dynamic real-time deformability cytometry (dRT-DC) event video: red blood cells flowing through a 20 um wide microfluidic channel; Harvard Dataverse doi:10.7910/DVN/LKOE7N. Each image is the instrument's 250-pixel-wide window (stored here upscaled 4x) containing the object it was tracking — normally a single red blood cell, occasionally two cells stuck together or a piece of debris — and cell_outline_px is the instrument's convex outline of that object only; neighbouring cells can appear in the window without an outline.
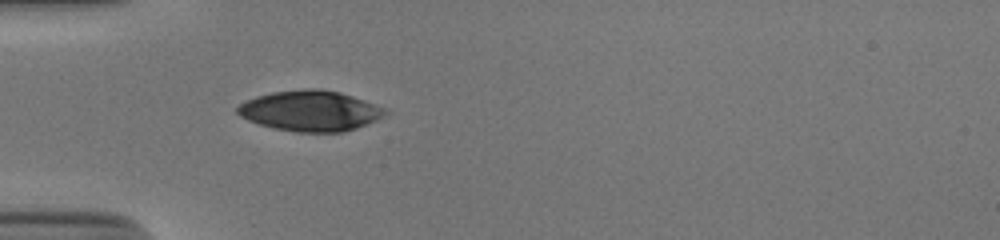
{"species": "human", "species_latin": "Homo sapiens", "temperature_condition": "cold", "stored_images_in_passage": 37, "camera_frame_rate_fps": 3000, "um_per_image_px": 0.085, "donor": {"sex": "male"}, "frame": {"image": 1, "passage_image": 1, "time_ms": 0.0, "image_size_px": [1000, 240], "cell_outline_px": [[388, 112], [384, 116], [376, 120], [356, 128], [344, 132], [296, 132], [276, 128], [260, 124], [248, 120], [240, 116], [236, 112], [236, 108], [240, 104], [256, 96], [272, 92], [304, 88], [320, 88], [340, 92], [364, 100], [384, 108]], "centroid_in_image_um": [26.37, 9.41], "position_along_channel_um": 58.6, "area_um2": 34.8}}
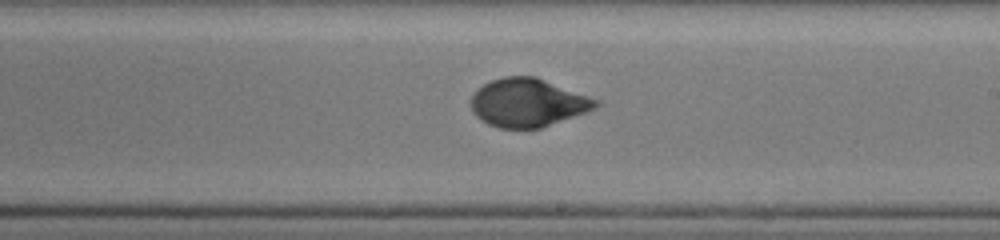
{"frame": {"image": 2, "passage_image": 16, "time_ms": 5.0, "image_size_px": [1000, 240], "cell_outline_px": [[600, 104], [596, 108], [540, 128], [500, 128], [488, 124], [480, 120], [472, 112], [472, 96], [484, 84], [492, 80], [504, 76], [536, 76], [600, 100]], "centroid_in_image_um": [44.88, 8.72], "position_along_channel_um": 244.1, "area_um2": 34.91}}
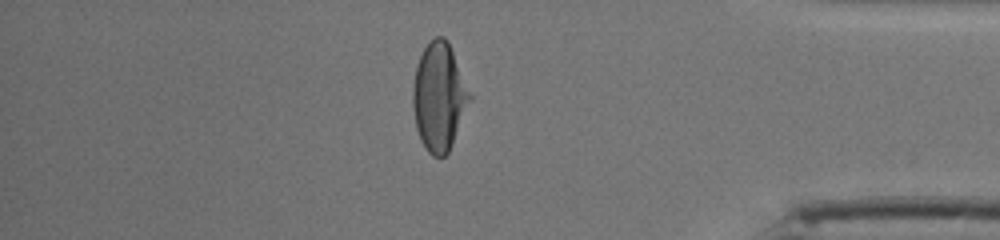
{"frame": {"image": 3, "passage_image": 30, "time_ms": 9.667, "image_size_px": [1000, 240], "cell_outline_px": [[472, 100], [452, 144], [448, 152], [444, 156], [432, 156], [428, 152], [420, 140], [416, 128], [412, 104], [412, 88], [416, 64], [424, 48], [436, 36], [444, 36], [448, 40], [472, 92]], "centroid_in_image_um": [37.34, 8.21], "position_along_channel_um": 397.9, "area_um2": 36.3}, "authors_computed_cell_mechanics": {"area_um2": 35.258, "velocity_mm_per_s": 3.8528, "shape_relaxation_time_tau1_ms": 5.0203, "shape_relaxation_time_tau2_ms": null, "deformation_change_tau1": 0.2097, "deformation_change_tau2": null}}